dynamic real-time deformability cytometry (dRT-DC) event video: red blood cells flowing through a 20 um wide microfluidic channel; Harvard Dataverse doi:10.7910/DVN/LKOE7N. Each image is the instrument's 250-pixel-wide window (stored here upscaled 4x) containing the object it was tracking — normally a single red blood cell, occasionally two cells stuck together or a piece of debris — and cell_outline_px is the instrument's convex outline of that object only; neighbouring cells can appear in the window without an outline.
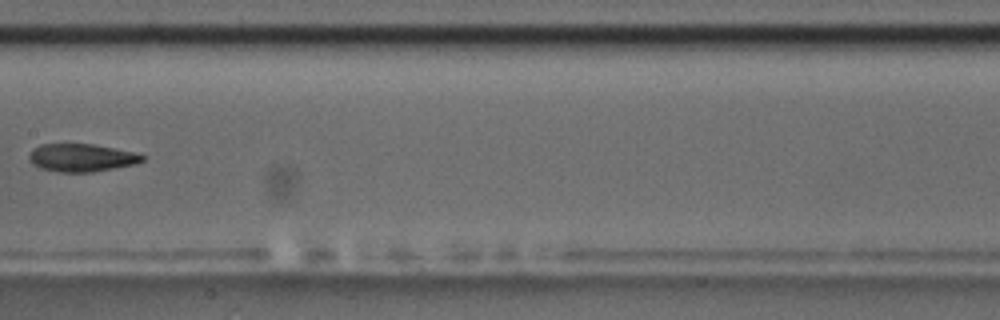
{"species": "common noctule bat (a hibernating species)", "species_latin": "Nyctalus noctula", "temperature_condition": "room temperature", "stored_images_in_passage": 9, "camera_frame_rate_fps": 3000, "um_per_image_px": 0.085, "animal": {"sex": "male", "body_mass_g": 17.5, "forearm_length_mm": 52.3}, "frame": {"image": 1, "passage_image": 8, "time_ms": 8.0, "image_size_px": [1000, 320], "cell_outline_px": [[144, 160], [136, 164], [92, 172], [60, 172], [40, 168], [32, 164], [28, 156], [32, 148], [40, 144], [92, 144], [132, 152], [144, 156]], "centroid_in_image_um": [6.88, 13.41], "position_along_channel_um": 200.5, "area_um2": 18.26}}